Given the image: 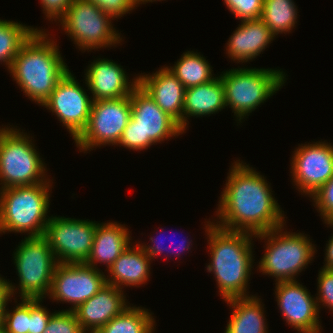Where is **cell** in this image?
I'll return each mask as SVG.
<instances>
[{
  "mask_svg": "<svg viewBox=\"0 0 333 333\" xmlns=\"http://www.w3.org/2000/svg\"><path fill=\"white\" fill-rule=\"evenodd\" d=\"M155 2V1H161V0H135V3H136V6L138 5L139 6V4H146V2L148 3V2ZM145 2V3H144Z\"/></svg>",
  "mask_w": 333,
  "mask_h": 333,
  "instance_id": "obj_40",
  "label": "cell"
},
{
  "mask_svg": "<svg viewBox=\"0 0 333 333\" xmlns=\"http://www.w3.org/2000/svg\"><path fill=\"white\" fill-rule=\"evenodd\" d=\"M41 5L48 20L59 21L71 6L73 0H41Z\"/></svg>",
  "mask_w": 333,
  "mask_h": 333,
  "instance_id": "obj_36",
  "label": "cell"
},
{
  "mask_svg": "<svg viewBox=\"0 0 333 333\" xmlns=\"http://www.w3.org/2000/svg\"><path fill=\"white\" fill-rule=\"evenodd\" d=\"M224 3L241 21L260 18L263 10V0H224Z\"/></svg>",
  "mask_w": 333,
  "mask_h": 333,
  "instance_id": "obj_32",
  "label": "cell"
},
{
  "mask_svg": "<svg viewBox=\"0 0 333 333\" xmlns=\"http://www.w3.org/2000/svg\"><path fill=\"white\" fill-rule=\"evenodd\" d=\"M118 222L99 223L94 233L92 250L86 265L96 269L97 263H105L107 269L130 245L129 229Z\"/></svg>",
  "mask_w": 333,
  "mask_h": 333,
  "instance_id": "obj_22",
  "label": "cell"
},
{
  "mask_svg": "<svg viewBox=\"0 0 333 333\" xmlns=\"http://www.w3.org/2000/svg\"><path fill=\"white\" fill-rule=\"evenodd\" d=\"M169 70L183 84L184 88L198 86L213 80L212 67L200 53L187 51Z\"/></svg>",
  "mask_w": 333,
  "mask_h": 333,
  "instance_id": "obj_25",
  "label": "cell"
},
{
  "mask_svg": "<svg viewBox=\"0 0 333 333\" xmlns=\"http://www.w3.org/2000/svg\"><path fill=\"white\" fill-rule=\"evenodd\" d=\"M276 301L288 325L300 333H321L316 298L297 280L275 285Z\"/></svg>",
  "mask_w": 333,
  "mask_h": 333,
  "instance_id": "obj_16",
  "label": "cell"
},
{
  "mask_svg": "<svg viewBox=\"0 0 333 333\" xmlns=\"http://www.w3.org/2000/svg\"><path fill=\"white\" fill-rule=\"evenodd\" d=\"M106 285V275L85 263H58L54 270L49 298L70 303L74 310Z\"/></svg>",
  "mask_w": 333,
  "mask_h": 333,
  "instance_id": "obj_13",
  "label": "cell"
},
{
  "mask_svg": "<svg viewBox=\"0 0 333 333\" xmlns=\"http://www.w3.org/2000/svg\"><path fill=\"white\" fill-rule=\"evenodd\" d=\"M225 89V104L241 122L278 91L285 81L281 69L233 68L220 74Z\"/></svg>",
  "mask_w": 333,
  "mask_h": 333,
  "instance_id": "obj_5",
  "label": "cell"
},
{
  "mask_svg": "<svg viewBox=\"0 0 333 333\" xmlns=\"http://www.w3.org/2000/svg\"><path fill=\"white\" fill-rule=\"evenodd\" d=\"M283 227L255 235V239L267 240L257 267L263 275L275 277V282L296 280L295 276L311 263L316 253L307 235L283 232Z\"/></svg>",
  "mask_w": 333,
  "mask_h": 333,
  "instance_id": "obj_7",
  "label": "cell"
},
{
  "mask_svg": "<svg viewBox=\"0 0 333 333\" xmlns=\"http://www.w3.org/2000/svg\"><path fill=\"white\" fill-rule=\"evenodd\" d=\"M130 101L131 117L118 145L141 151L185 133L139 85L130 94Z\"/></svg>",
  "mask_w": 333,
  "mask_h": 333,
  "instance_id": "obj_6",
  "label": "cell"
},
{
  "mask_svg": "<svg viewBox=\"0 0 333 333\" xmlns=\"http://www.w3.org/2000/svg\"><path fill=\"white\" fill-rule=\"evenodd\" d=\"M233 32L226 46V54L238 63L259 56L276 37L260 18L242 20Z\"/></svg>",
  "mask_w": 333,
  "mask_h": 333,
  "instance_id": "obj_20",
  "label": "cell"
},
{
  "mask_svg": "<svg viewBox=\"0 0 333 333\" xmlns=\"http://www.w3.org/2000/svg\"><path fill=\"white\" fill-rule=\"evenodd\" d=\"M99 223L66 217H50L44 237L58 263H85Z\"/></svg>",
  "mask_w": 333,
  "mask_h": 333,
  "instance_id": "obj_12",
  "label": "cell"
},
{
  "mask_svg": "<svg viewBox=\"0 0 333 333\" xmlns=\"http://www.w3.org/2000/svg\"><path fill=\"white\" fill-rule=\"evenodd\" d=\"M41 302L42 299H29V333H43L53 314Z\"/></svg>",
  "mask_w": 333,
  "mask_h": 333,
  "instance_id": "obj_34",
  "label": "cell"
},
{
  "mask_svg": "<svg viewBox=\"0 0 333 333\" xmlns=\"http://www.w3.org/2000/svg\"><path fill=\"white\" fill-rule=\"evenodd\" d=\"M317 278L319 292L316 301L318 309H321L320 305L322 304L323 307L327 306L333 312V270L321 268Z\"/></svg>",
  "mask_w": 333,
  "mask_h": 333,
  "instance_id": "obj_33",
  "label": "cell"
},
{
  "mask_svg": "<svg viewBox=\"0 0 333 333\" xmlns=\"http://www.w3.org/2000/svg\"><path fill=\"white\" fill-rule=\"evenodd\" d=\"M43 333H86L72 310L54 312Z\"/></svg>",
  "mask_w": 333,
  "mask_h": 333,
  "instance_id": "obj_30",
  "label": "cell"
},
{
  "mask_svg": "<svg viewBox=\"0 0 333 333\" xmlns=\"http://www.w3.org/2000/svg\"><path fill=\"white\" fill-rule=\"evenodd\" d=\"M125 300L122 289L106 284L72 311L86 333H97L106 323L128 307Z\"/></svg>",
  "mask_w": 333,
  "mask_h": 333,
  "instance_id": "obj_18",
  "label": "cell"
},
{
  "mask_svg": "<svg viewBox=\"0 0 333 333\" xmlns=\"http://www.w3.org/2000/svg\"><path fill=\"white\" fill-rule=\"evenodd\" d=\"M94 3L99 9L113 18L123 17L135 9V0H88ZM123 15V16H122Z\"/></svg>",
  "mask_w": 333,
  "mask_h": 333,
  "instance_id": "obj_35",
  "label": "cell"
},
{
  "mask_svg": "<svg viewBox=\"0 0 333 333\" xmlns=\"http://www.w3.org/2000/svg\"><path fill=\"white\" fill-rule=\"evenodd\" d=\"M27 133L0 128V189L47 182L46 167Z\"/></svg>",
  "mask_w": 333,
  "mask_h": 333,
  "instance_id": "obj_8",
  "label": "cell"
},
{
  "mask_svg": "<svg viewBox=\"0 0 333 333\" xmlns=\"http://www.w3.org/2000/svg\"><path fill=\"white\" fill-rule=\"evenodd\" d=\"M331 228L333 227V222H327ZM325 248V263L323 269L333 270V235L329 238L328 244Z\"/></svg>",
  "mask_w": 333,
  "mask_h": 333,
  "instance_id": "obj_39",
  "label": "cell"
},
{
  "mask_svg": "<svg viewBox=\"0 0 333 333\" xmlns=\"http://www.w3.org/2000/svg\"><path fill=\"white\" fill-rule=\"evenodd\" d=\"M155 320L148 309L126 307L97 333H154Z\"/></svg>",
  "mask_w": 333,
  "mask_h": 333,
  "instance_id": "obj_26",
  "label": "cell"
},
{
  "mask_svg": "<svg viewBox=\"0 0 333 333\" xmlns=\"http://www.w3.org/2000/svg\"><path fill=\"white\" fill-rule=\"evenodd\" d=\"M234 162L216 211L221 222L215 225L254 235L284 226V212L264 176L246 163Z\"/></svg>",
  "mask_w": 333,
  "mask_h": 333,
  "instance_id": "obj_1",
  "label": "cell"
},
{
  "mask_svg": "<svg viewBox=\"0 0 333 333\" xmlns=\"http://www.w3.org/2000/svg\"><path fill=\"white\" fill-rule=\"evenodd\" d=\"M34 31L39 29L0 19V62L5 63L8 70L21 45Z\"/></svg>",
  "mask_w": 333,
  "mask_h": 333,
  "instance_id": "obj_28",
  "label": "cell"
},
{
  "mask_svg": "<svg viewBox=\"0 0 333 333\" xmlns=\"http://www.w3.org/2000/svg\"><path fill=\"white\" fill-rule=\"evenodd\" d=\"M225 302L233 308L225 333H268L260 298L250 295Z\"/></svg>",
  "mask_w": 333,
  "mask_h": 333,
  "instance_id": "obj_24",
  "label": "cell"
},
{
  "mask_svg": "<svg viewBox=\"0 0 333 333\" xmlns=\"http://www.w3.org/2000/svg\"><path fill=\"white\" fill-rule=\"evenodd\" d=\"M16 286L12 285L10 281L6 279H0V324L3 323V316L5 312L6 305L10 301L11 297L15 295Z\"/></svg>",
  "mask_w": 333,
  "mask_h": 333,
  "instance_id": "obj_38",
  "label": "cell"
},
{
  "mask_svg": "<svg viewBox=\"0 0 333 333\" xmlns=\"http://www.w3.org/2000/svg\"><path fill=\"white\" fill-rule=\"evenodd\" d=\"M156 239H158V238H156ZM156 239H154L153 237H150V241H152V243L153 244H151V246L150 245H146V243L143 245V243H142V245L141 244H139L140 245V247L146 252V254L151 258V259H155V257L157 256V255H160L161 253H163L164 252V250H166L168 247L166 246V247H163L162 246V241H161V239L158 241V240H156ZM156 240V241H155ZM164 240H165V238H164ZM158 243V244H157ZM190 243H191V241H189L188 239H187V241L186 240H183V242L181 241V243L180 244H178V245H176L175 247H176V249L178 250L177 252H175L176 250H174L173 248H170V250L172 249V251H174V254L173 255H176L177 254V256H178V258H179V255H180V252H185V249L186 250H190ZM160 246H162V247H160ZM173 246V245H172ZM168 250H169V248H168ZM167 250V252L169 253H171V251L169 250L168 251ZM163 251V252H162ZM176 253V254H175Z\"/></svg>",
  "mask_w": 333,
  "mask_h": 333,
  "instance_id": "obj_37",
  "label": "cell"
},
{
  "mask_svg": "<svg viewBox=\"0 0 333 333\" xmlns=\"http://www.w3.org/2000/svg\"><path fill=\"white\" fill-rule=\"evenodd\" d=\"M291 160V176L301 193L313 195L333 176V145L315 142L295 148Z\"/></svg>",
  "mask_w": 333,
  "mask_h": 333,
  "instance_id": "obj_15",
  "label": "cell"
},
{
  "mask_svg": "<svg viewBox=\"0 0 333 333\" xmlns=\"http://www.w3.org/2000/svg\"><path fill=\"white\" fill-rule=\"evenodd\" d=\"M111 20L114 18L91 1L73 0L59 22L74 44L85 52L120 43L122 38L113 28Z\"/></svg>",
  "mask_w": 333,
  "mask_h": 333,
  "instance_id": "obj_10",
  "label": "cell"
},
{
  "mask_svg": "<svg viewBox=\"0 0 333 333\" xmlns=\"http://www.w3.org/2000/svg\"><path fill=\"white\" fill-rule=\"evenodd\" d=\"M48 35L43 29L34 31L21 45L8 70L21 91L39 105L69 71L56 42Z\"/></svg>",
  "mask_w": 333,
  "mask_h": 333,
  "instance_id": "obj_3",
  "label": "cell"
},
{
  "mask_svg": "<svg viewBox=\"0 0 333 333\" xmlns=\"http://www.w3.org/2000/svg\"><path fill=\"white\" fill-rule=\"evenodd\" d=\"M131 117L130 96L93 101L86 128L74 140L81 151L117 145Z\"/></svg>",
  "mask_w": 333,
  "mask_h": 333,
  "instance_id": "obj_11",
  "label": "cell"
},
{
  "mask_svg": "<svg viewBox=\"0 0 333 333\" xmlns=\"http://www.w3.org/2000/svg\"><path fill=\"white\" fill-rule=\"evenodd\" d=\"M135 246L129 245L108 268L111 275L109 274L110 277L107 275L106 284L123 289V285L138 287L147 283L151 258L139 243Z\"/></svg>",
  "mask_w": 333,
  "mask_h": 333,
  "instance_id": "obj_21",
  "label": "cell"
},
{
  "mask_svg": "<svg viewBox=\"0 0 333 333\" xmlns=\"http://www.w3.org/2000/svg\"><path fill=\"white\" fill-rule=\"evenodd\" d=\"M15 250L13 259L20 280L19 296L43 300L49 294L58 264L47 239L25 236Z\"/></svg>",
  "mask_w": 333,
  "mask_h": 333,
  "instance_id": "obj_9",
  "label": "cell"
},
{
  "mask_svg": "<svg viewBox=\"0 0 333 333\" xmlns=\"http://www.w3.org/2000/svg\"><path fill=\"white\" fill-rule=\"evenodd\" d=\"M91 63L84 74V80L92 93L93 101L130 96L139 85L138 77L131 82L121 65L113 60L99 58Z\"/></svg>",
  "mask_w": 333,
  "mask_h": 333,
  "instance_id": "obj_17",
  "label": "cell"
},
{
  "mask_svg": "<svg viewBox=\"0 0 333 333\" xmlns=\"http://www.w3.org/2000/svg\"><path fill=\"white\" fill-rule=\"evenodd\" d=\"M51 180L30 186L0 189V234L27 233L28 237L44 236L50 217ZM48 216V218L46 217Z\"/></svg>",
  "mask_w": 333,
  "mask_h": 333,
  "instance_id": "obj_4",
  "label": "cell"
},
{
  "mask_svg": "<svg viewBox=\"0 0 333 333\" xmlns=\"http://www.w3.org/2000/svg\"><path fill=\"white\" fill-rule=\"evenodd\" d=\"M225 89L220 76L204 84L185 90L183 106V131L187 129V117L211 115L225 109Z\"/></svg>",
  "mask_w": 333,
  "mask_h": 333,
  "instance_id": "obj_23",
  "label": "cell"
},
{
  "mask_svg": "<svg viewBox=\"0 0 333 333\" xmlns=\"http://www.w3.org/2000/svg\"><path fill=\"white\" fill-rule=\"evenodd\" d=\"M205 226L211 254L207 272L214 273L219 295L224 301L249 297V292L246 291L254 262L251 242L255 235L244 231L226 230L211 221Z\"/></svg>",
  "mask_w": 333,
  "mask_h": 333,
  "instance_id": "obj_2",
  "label": "cell"
},
{
  "mask_svg": "<svg viewBox=\"0 0 333 333\" xmlns=\"http://www.w3.org/2000/svg\"><path fill=\"white\" fill-rule=\"evenodd\" d=\"M92 103L69 70L42 106L55 113L75 140L88 124Z\"/></svg>",
  "mask_w": 333,
  "mask_h": 333,
  "instance_id": "obj_14",
  "label": "cell"
},
{
  "mask_svg": "<svg viewBox=\"0 0 333 333\" xmlns=\"http://www.w3.org/2000/svg\"><path fill=\"white\" fill-rule=\"evenodd\" d=\"M7 310L2 323L5 333H29V299L21 298L12 312Z\"/></svg>",
  "mask_w": 333,
  "mask_h": 333,
  "instance_id": "obj_29",
  "label": "cell"
},
{
  "mask_svg": "<svg viewBox=\"0 0 333 333\" xmlns=\"http://www.w3.org/2000/svg\"><path fill=\"white\" fill-rule=\"evenodd\" d=\"M297 13L293 0H263L260 19L276 36L291 32L297 23Z\"/></svg>",
  "mask_w": 333,
  "mask_h": 333,
  "instance_id": "obj_27",
  "label": "cell"
},
{
  "mask_svg": "<svg viewBox=\"0 0 333 333\" xmlns=\"http://www.w3.org/2000/svg\"><path fill=\"white\" fill-rule=\"evenodd\" d=\"M138 82L139 86L183 130V106L186 89L169 68L164 66L152 75H139Z\"/></svg>",
  "mask_w": 333,
  "mask_h": 333,
  "instance_id": "obj_19",
  "label": "cell"
},
{
  "mask_svg": "<svg viewBox=\"0 0 333 333\" xmlns=\"http://www.w3.org/2000/svg\"><path fill=\"white\" fill-rule=\"evenodd\" d=\"M0 333H5L4 327L2 324H0Z\"/></svg>",
  "mask_w": 333,
  "mask_h": 333,
  "instance_id": "obj_41",
  "label": "cell"
},
{
  "mask_svg": "<svg viewBox=\"0 0 333 333\" xmlns=\"http://www.w3.org/2000/svg\"><path fill=\"white\" fill-rule=\"evenodd\" d=\"M324 222H333V176L310 196Z\"/></svg>",
  "mask_w": 333,
  "mask_h": 333,
  "instance_id": "obj_31",
  "label": "cell"
}]
</instances>
